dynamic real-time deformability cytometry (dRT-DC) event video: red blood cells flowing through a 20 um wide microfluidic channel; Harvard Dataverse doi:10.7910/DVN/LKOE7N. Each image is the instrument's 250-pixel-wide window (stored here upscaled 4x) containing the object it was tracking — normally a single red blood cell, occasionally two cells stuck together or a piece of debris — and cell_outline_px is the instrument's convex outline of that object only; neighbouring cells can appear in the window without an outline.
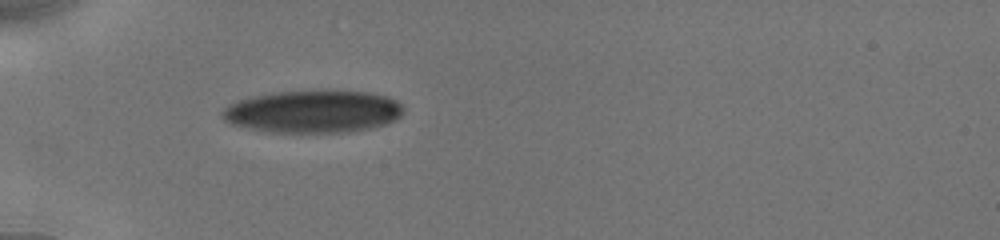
{"species": "human", "species_latin": "Homo sapiens", "temperature_condition": "cold", "stored_images_in_passage": 3, "camera_frame_rate_fps": 3000, "um_per_image_px": 0.085, "donor": {"sex": "male"}, "frame": {"image": 1, "passage_image": 1, "time_ms": 0.0, "image_size_px": [1000, 240], "cell_outline_px": [[404, 112], [396, 120], [388, 124], [372, 128], [348, 132], [268, 132], [248, 128], [232, 124], [224, 120], [220, 116], [220, 112], [228, 104], [252, 96], [280, 92], [328, 88], [368, 92], [388, 96], [396, 100], [404, 108]], "centroid_in_image_um": [26.65, 9.46], "position_along_channel_um": 58.3, "area_um2": 45.89}}
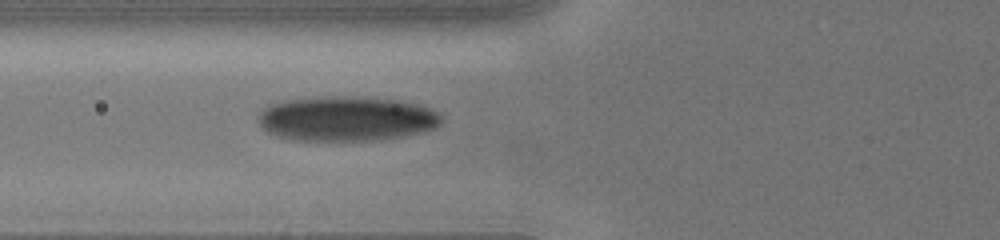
{"frame": {"image": 2, "passage_image": 3, "time_ms": 1.333, "image_size_px": [1000, 240], "cell_outline_px": [[440, 124], [432, 128], [420, 132], [404, 136], [372, 140], [288, 140], [276, 136], [268, 132], [260, 124], [256, 116], [268, 104], [288, 100], [332, 96], [344, 96], [396, 100], [416, 104], [432, 108], [440, 116]], "centroid_in_image_um": [29.39, 10.09], "position_along_channel_um": 96.4, "area_um2": 47.45}}